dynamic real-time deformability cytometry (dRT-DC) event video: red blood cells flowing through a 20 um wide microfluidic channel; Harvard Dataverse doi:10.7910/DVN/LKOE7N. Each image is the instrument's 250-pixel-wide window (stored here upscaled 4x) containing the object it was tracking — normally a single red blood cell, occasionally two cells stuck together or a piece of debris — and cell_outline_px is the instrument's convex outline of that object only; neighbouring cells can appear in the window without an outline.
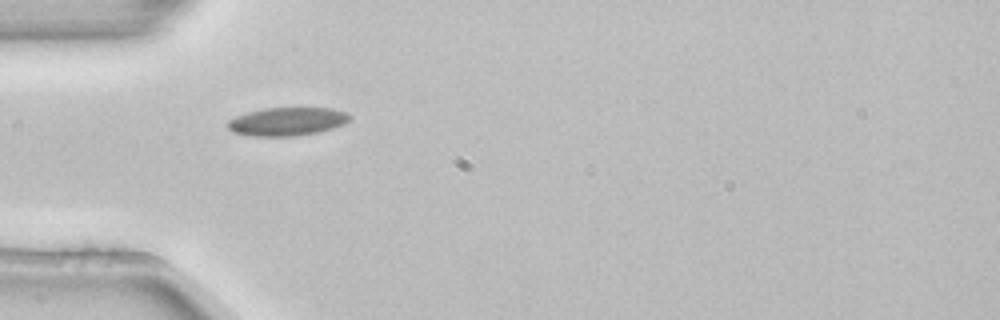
{"species": "common noctule bat (a hibernating species)", "species_latin": "Nyctalus noctula", "temperature_condition": "room temperature", "stored_images_in_passage": 2, "camera_frame_rate_fps": 3000, "um_per_image_px": 0.085, "animal": {"sex": "female", "body_mass_g": 22.7, "forearm_length_mm": 54.2}, "frame": {"image": 1, "passage_image": 1, "time_ms": 0.0, "image_size_px": [1000, 320], "cell_outline_px": [[352, 116], [344, 124], [320, 132], [296, 136], [248, 136], [232, 132], [228, 128], [228, 120], [236, 116], [248, 112], [264, 108], [332, 108], [344, 112]], "centroid_in_image_um": [24.39, 10.34], "position_along_channel_um": 60.6, "area_um2": 20.17}}